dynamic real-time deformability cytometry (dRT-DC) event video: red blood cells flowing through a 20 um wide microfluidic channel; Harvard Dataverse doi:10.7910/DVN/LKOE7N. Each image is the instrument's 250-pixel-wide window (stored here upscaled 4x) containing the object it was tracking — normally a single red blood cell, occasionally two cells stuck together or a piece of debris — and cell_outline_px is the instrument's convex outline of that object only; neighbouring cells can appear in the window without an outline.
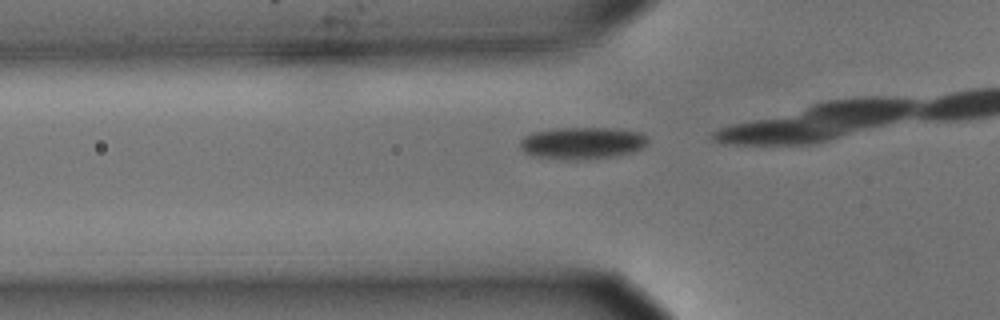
{"species": "common noctule bat (a hibernating species)", "species_latin": "Nyctalus noctula", "temperature_condition": "cold", "stored_images_in_passage": 18, "camera_frame_rate_fps": 3000, "um_per_image_px": 0.085, "animal": {"sex": "male", "body_mass_g": 15.6}, "frame": {"image": 1, "passage_image": 15, "time_ms": 4.667, "image_size_px": [1000, 320], "cell_outline_px": [[648, 144], [632, 152], [616, 156], [576, 160], [536, 156], [524, 152], [520, 148], [520, 140], [524, 136], [532, 132], [556, 128], [612, 128], [640, 132], [648, 140]], "centroid_in_image_um": [49.48, 12.15], "position_along_channel_um": 76.3, "area_um2": 23.7}}